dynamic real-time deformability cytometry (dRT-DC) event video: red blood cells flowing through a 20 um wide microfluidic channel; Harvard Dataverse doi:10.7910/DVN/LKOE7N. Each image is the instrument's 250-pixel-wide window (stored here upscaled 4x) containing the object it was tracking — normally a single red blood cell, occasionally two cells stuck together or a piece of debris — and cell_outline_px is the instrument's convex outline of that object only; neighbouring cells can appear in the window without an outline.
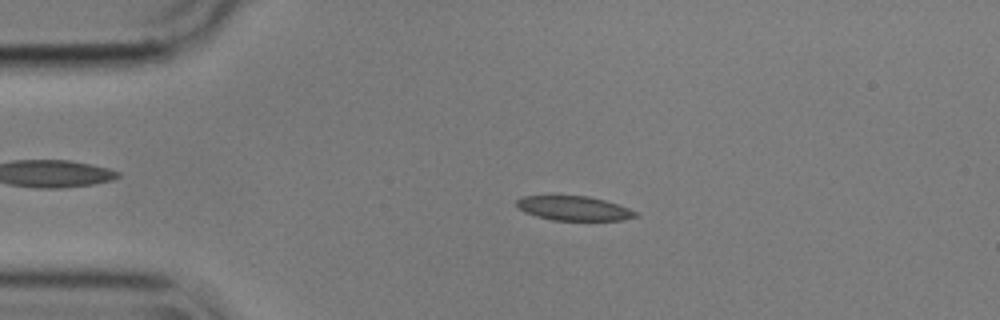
{"species": "common noctule bat (a hibernating species)", "species_latin": "Nyctalus noctula", "temperature_condition": "cold", "stored_images_in_passage": 55, "camera_frame_rate_fps": 3000, "um_per_image_px": 0.085, "animal": {"sex": "male", "body_mass_g": 17.9}, "frame": {"image": 1, "passage_image": 11, "time_ms": 3.333, "image_size_px": [1000, 320], "cell_outline_px": [[640, 216], [624, 220], [552, 220], [536, 216], [524, 212], [516, 204], [516, 200], [524, 196], [588, 196], [604, 200], [628, 208], [636, 212]], "centroid_in_image_um": [48.79, 17.71], "position_along_channel_um": 36.2, "area_um2": 16.76}}
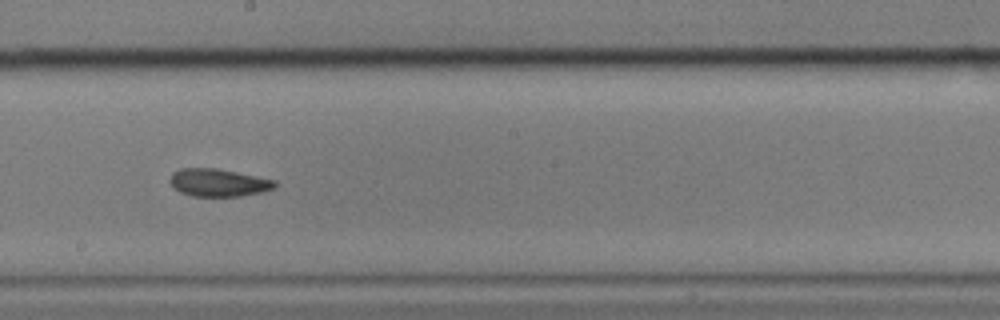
{"frame": {"image": 2, "passage_image": 30, "time_ms": 9.667, "image_size_px": [1000, 320], "cell_outline_px": [[276, 188], [264, 192], [240, 196], [192, 196], [180, 192], [172, 188], [168, 180], [172, 172], [180, 168], [216, 168], [276, 180]], "centroid_in_image_um": [18.54, 15.52], "position_along_channel_um": 229.7, "area_um2": 17.17}}
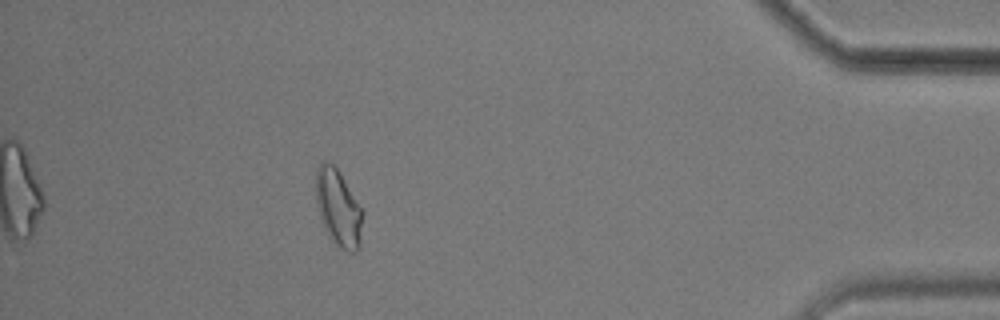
{"frame": {"image": 3, "passage_image": 49, "time_ms": 16.0, "image_size_px": [1000, 320], "cell_outline_px": [[364, 212], [360, 244], [356, 252], [348, 252], [340, 248], [332, 240], [324, 228], [316, 204], [316, 168], [324, 160], [328, 160], [336, 164]], "centroid_in_image_um": [28.76, 17.63], "position_along_channel_um": 406.4, "area_um2": 21.39}, "authors_computed_cell_mechanics": {"area_um2": 17.5712, "velocity_mm_per_s": 3.5757, "shape_relaxation_time_tau1_ms": 6.4546, "shape_relaxation_time_tau2_ms": 4.4023, "deformation_change_tau1": 0.1329, "deformation_change_tau2": 0.1084}}